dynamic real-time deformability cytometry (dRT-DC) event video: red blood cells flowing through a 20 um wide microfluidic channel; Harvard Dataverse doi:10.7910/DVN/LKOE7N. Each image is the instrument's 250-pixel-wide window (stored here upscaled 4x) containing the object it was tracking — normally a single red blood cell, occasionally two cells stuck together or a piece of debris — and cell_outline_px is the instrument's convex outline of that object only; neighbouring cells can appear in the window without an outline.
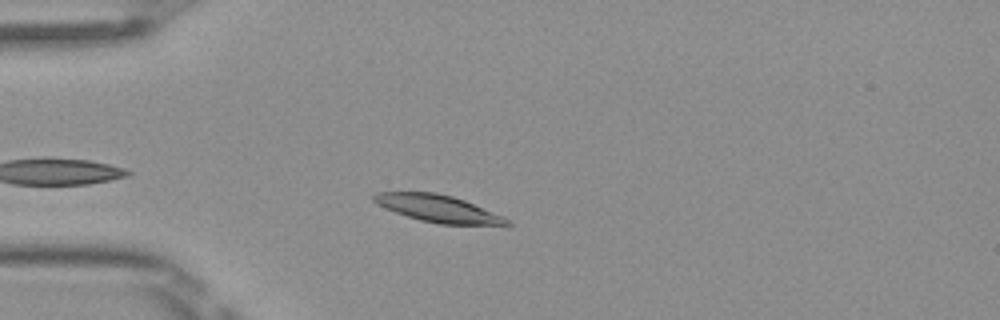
{"species": "Egyptian fruit bat (a non-hibernating species)", "species_latin": "Rousettus aegyptiacus", "temperature_condition": "room temperature", "stored_images_in_passage": 4, "camera_frame_rate_fps": 3000, "um_per_image_px": 0.085, "frame": {"image": 1, "passage_image": 3, "time_ms": 0.667, "image_size_px": [1000, 320], "cell_outline_px": [[512, 224], [440, 224], [420, 220], [396, 212], [376, 204], [372, 200], [372, 196], [376, 192], [436, 192], [452, 196], [464, 200], [504, 216]], "centroid_in_image_um": [37.19, 17.71], "position_along_channel_um": 47.8, "area_um2": 20.69}}